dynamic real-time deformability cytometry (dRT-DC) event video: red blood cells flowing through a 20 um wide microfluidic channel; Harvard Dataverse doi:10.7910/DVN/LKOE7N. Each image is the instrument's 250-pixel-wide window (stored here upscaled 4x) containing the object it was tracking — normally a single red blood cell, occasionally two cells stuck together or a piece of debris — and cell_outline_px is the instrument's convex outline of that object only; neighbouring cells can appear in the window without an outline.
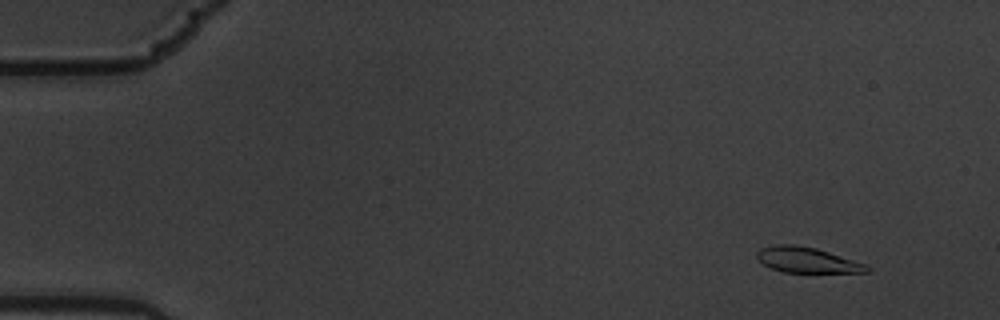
{"species": "common noctule bat (a hibernating species)", "species_latin": "Nyctalus noctula", "temperature_condition": "warm", "stored_images_in_passage": 5, "camera_frame_rate_fps": 3000, "um_per_image_px": 0.085, "animal": {"sex": "male", "body_mass_g": 19.5, "forearm_length_mm": 54.6}, "frame": {"image": 1, "passage_image": 2, "time_ms": 0.333, "image_size_px": [1000, 320], "cell_outline_px": [[868, 272], [784, 272], [772, 268], [764, 264], [756, 256], [756, 252], [760, 248], [776, 244], [792, 244], [816, 248], [868, 264]], "centroid_in_image_um": [68.59, 22.09], "position_along_channel_um": 16.4, "area_um2": 16.18}}